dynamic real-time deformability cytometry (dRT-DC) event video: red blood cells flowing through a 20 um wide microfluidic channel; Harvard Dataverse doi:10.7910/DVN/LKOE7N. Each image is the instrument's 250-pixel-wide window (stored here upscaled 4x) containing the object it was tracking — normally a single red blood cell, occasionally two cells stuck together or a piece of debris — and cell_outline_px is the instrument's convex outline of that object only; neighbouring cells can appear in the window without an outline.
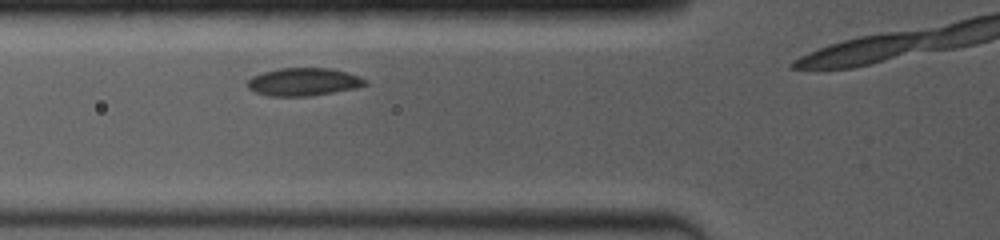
{"species": "common noctule bat (a hibernating species)", "species_latin": "Nyctalus noctula", "temperature_condition": "room temperature", "stored_images_in_passage": 4, "camera_frame_rate_fps": 4000, "um_per_image_px": 0.085, "animal": {"sex": "female", "body_mass_g": 19.0, "forearm_length_mm": 53.3}, "frame": {"image": 1, "passage_image": 3, "time_ms": 2.0, "image_size_px": [1000, 240], "cell_outline_px": [[368, 84], [356, 88], [312, 96], [268, 96], [256, 92], [248, 88], [248, 80], [252, 76], [264, 72], [280, 68], [332, 68], [348, 72], [364, 80]], "centroid_in_image_um": [25.79, 6.96], "position_along_channel_um": 100.0, "area_um2": 19.02}}